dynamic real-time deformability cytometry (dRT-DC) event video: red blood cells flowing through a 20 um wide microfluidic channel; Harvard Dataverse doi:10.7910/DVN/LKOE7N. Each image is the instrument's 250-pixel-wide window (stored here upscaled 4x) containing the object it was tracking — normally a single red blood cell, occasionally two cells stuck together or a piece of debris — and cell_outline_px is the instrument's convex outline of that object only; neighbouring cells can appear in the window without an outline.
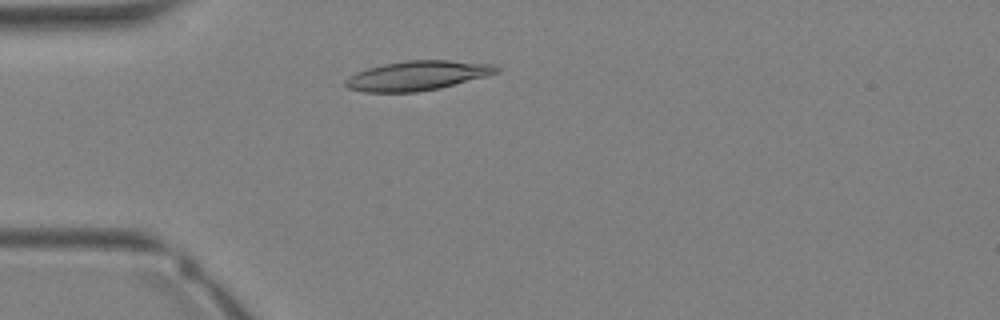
{"species": "Egyptian fruit bat (a non-hibernating species)", "species_latin": "Rousettus aegyptiacus", "temperature_condition": "warm", "stored_images_in_passage": 25, "camera_frame_rate_fps": 3000, "um_per_image_px": 0.085, "animal": {"sex": "female"}, "frame": {"image": 1, "passage_image": 6, "time_ms": 1.667, "image_size_px": [1000, 320], "cell_outline_px": [[500, 72], [440, 88], [416, 92], [364, 92], [348, 88], [344, 84], [344, 80], [348, 76], [356, 72], [368, 68], [384, 64], [404, 60], [448, 60], [492, 64], [500, 68]], "centroid_in_image_um": [35.45, 6.42], "position_along_channel_um": 49.6, "area_um2": 25.95}}
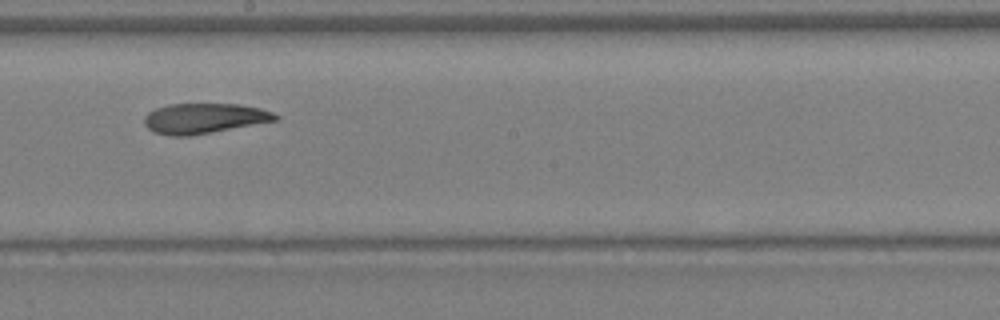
{"frame": {"image": 2, "passage_image": 16, "time_ms": 5.0, "image_size_px": [1000, 320], "cell_outline_px": [[280, 116], [276, 120], [188, 136], [168, 136], [152, 132], [144, 124], [144, 116], [148, 112], [156, 108], [168, 104], [236, 104], [260, 108], [272, 112]], "centroid_in_image_um": [17.28, 10.06], "position_along_channel_um": 230.9, "area_um2": 22.89}}
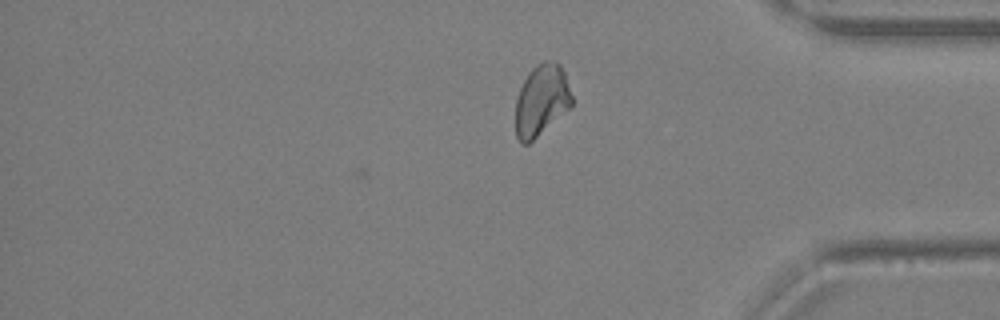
{"frame": {"image": 3, "passage_image": 25, "time_ms": 8.0, "image_size_px": [1000, 320], "cell_outline_px": [[572, 108], [528, 144], [520, 144], [516, 136], [516, 100], [520, 88], [528, 72], [532, 68], [544, 60], [556, 60], [560, 64], [564, 72], [572, 96]], "centroid_in_image_um": [46.04, 8.53], "position_along_channel_um": 389.2, "area_um2": 23.7}}